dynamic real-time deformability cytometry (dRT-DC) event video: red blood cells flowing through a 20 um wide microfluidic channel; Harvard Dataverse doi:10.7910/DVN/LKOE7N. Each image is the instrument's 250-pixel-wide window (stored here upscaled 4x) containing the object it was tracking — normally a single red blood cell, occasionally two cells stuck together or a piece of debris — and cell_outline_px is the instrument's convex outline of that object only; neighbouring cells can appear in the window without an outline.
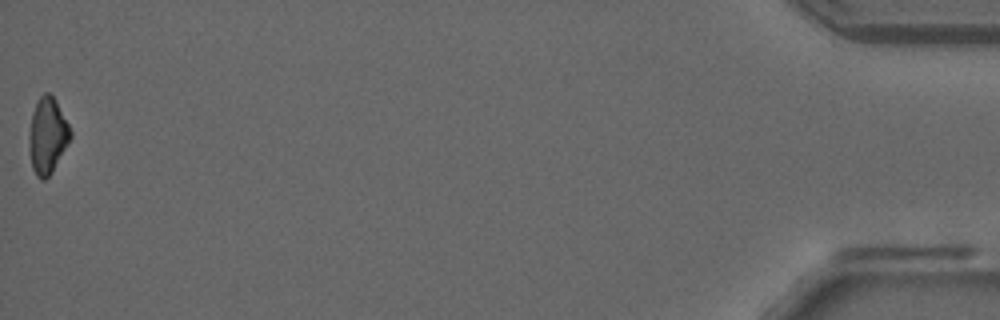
{"species": "common noctule bat (a hibernating species)", "species_latin": "Nyctalus noctula", "temperature_condition": "room temperature", "stored_images_in_passage": 52, "camera_frame_rate_fps": 3000, "um_per_image_px": 0.085, "animal": {"sex": "male", "forearm_length_mm": 52.5}, "frame": {"image": 1, "passage_image": 52, "time_ms": 17.0, "image_size_px": [1000, 320], "cell_outline_px": [[72, 136], [52, 172], [44, 180], [40, 180], [36, 176], [32, 168], [28, 144], [28, 136], [32, 112], [36, 100], [44, 92], [48, 92], [56, 100], [72, 132]], "centroid_in_image_um": [4.01, 11.52], "position_along_channel_um": 431.2, "area_um2": 18.44}}